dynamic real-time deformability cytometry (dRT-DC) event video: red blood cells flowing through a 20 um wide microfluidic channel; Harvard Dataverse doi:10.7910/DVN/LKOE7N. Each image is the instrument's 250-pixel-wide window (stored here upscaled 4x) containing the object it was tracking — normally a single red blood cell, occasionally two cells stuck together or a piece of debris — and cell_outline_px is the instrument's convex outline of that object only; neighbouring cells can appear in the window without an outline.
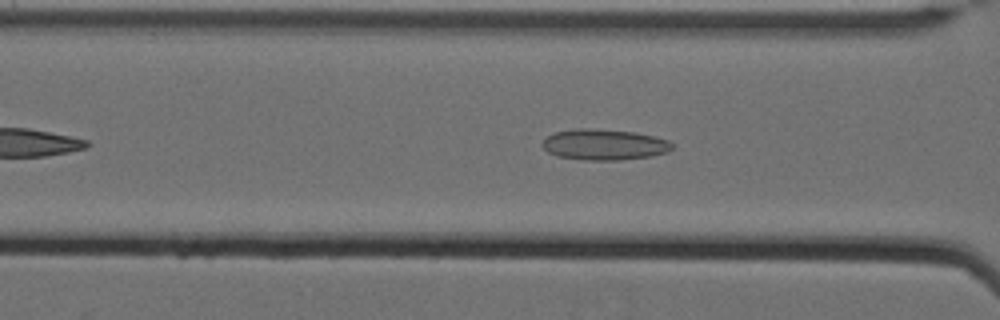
{"species": "Egyptian fruit bat (a non-hibernating species)", "species_latin": "Rousettus aegyptiacus", "temperature_condition": "cold", "stored_images_in_passage": 42, "camera_frame_rate_fps": 3000, "um_per_image_px": 0.085, "animal": {"sex": "female"}, "frame": {"image": 1, "passage_image": 12, "time_ms": 3.667, "image_size_px": [1000, 320], "cell_outline_px": [[672, 148], [668, 152], [652, 156], [620, 160], [584, 160], [556, 156], [548, 152], [540, 144], [548, 136], [556, 132], [576, 128], [584, 128], [632, 132], [652, 136], [668, 140], [672, 144]], "centroid_in_image_um": [51.34, 12.3], "position_along_channel_um": 115.3, "area_um2": 23.18}}
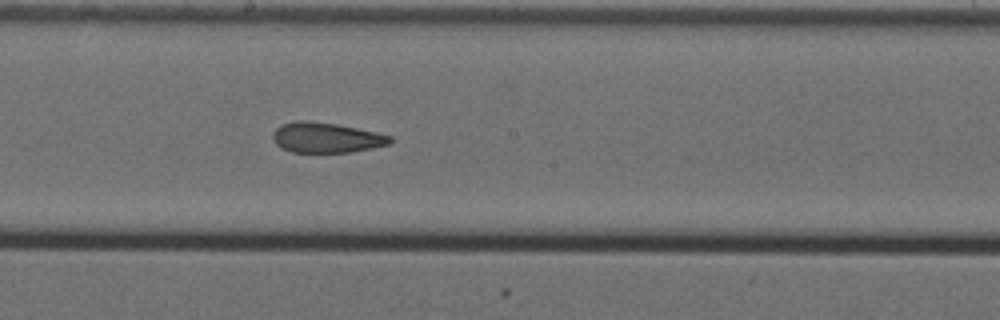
{"frame": {"image": 2, "passage_image": 21, "time_ms": 6.667, "image_size_px": [1000, 320], "cell_outline_px": [[392, 140], [388, 144], [372, 148], [348, 152], [292, 152], [280, 148], [272, 140], [272, 132], [276, 128], [284, 124], [296, 120], [304, 120], [336, 124], [376, 132], [392, 136]], "centroid_in_image_um": [27.68, 11.7], "position_along_channel_um": 220.5, "area_um2": 20.58}}
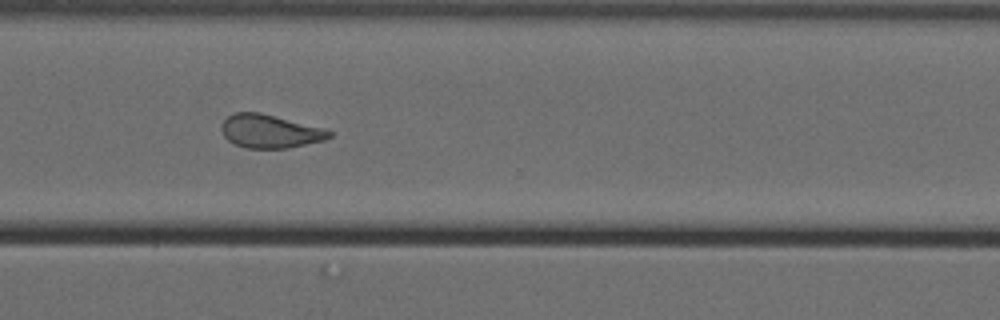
{"frame": {"image": 3, "passage_image": 32, "time_ms": 10.333, "image_size_px": [1000, 320], "cell_outline_px": [[332, 136], [324, 140], [288, 148], [244, 148], [232, 144], [224, 136], [220, 128], [220, 124], [228, 116], [236, 112], [260, 112], [324, 128], [332, 132]], "centroid_in_image_um": [22.91, 11.16], "position_along_channel_um": 347.7, "area_um2": 21.1}, "authors_computed_cell_mechanics": {"area_um2": 21.5594, "velocity_mm_per_s": 3.4813, "shape_relaxation_time_tau1_ms": null, "shape_relaxation_time_tau2_ms": 2.9455, "deformation_change_tau1": null, "deformation_change_tau2": 0.1146}}